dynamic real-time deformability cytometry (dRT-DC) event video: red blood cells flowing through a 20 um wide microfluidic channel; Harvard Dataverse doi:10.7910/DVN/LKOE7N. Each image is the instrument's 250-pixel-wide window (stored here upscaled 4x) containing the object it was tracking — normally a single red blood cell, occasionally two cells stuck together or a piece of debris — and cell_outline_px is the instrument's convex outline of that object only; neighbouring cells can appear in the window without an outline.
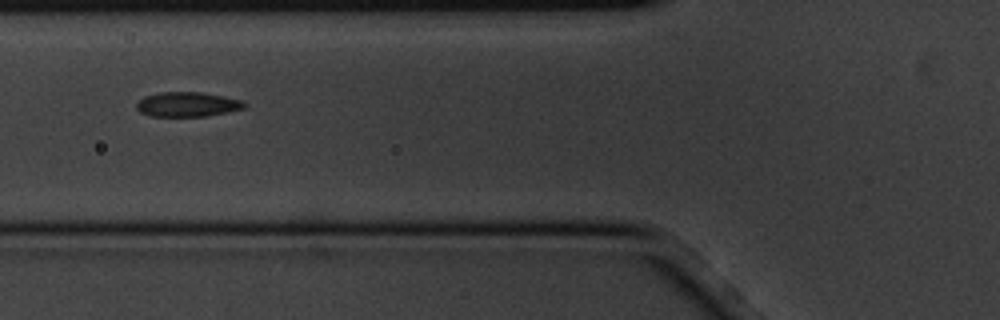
{"species": "common noctule bat (a hibernating species)", "species_latin": "Nyctalus noctula", "temperature_condition": "cold", "stored_images_in_passage": 10, "camera_frame_rate_fps": 3000, "um_per_image_px": 0.085, "animal": {"sex": "male", "body_mass_g": 20.1, "forearm_length_mm": 53.5}, "frame": {"image": 1, "passage_image": 7, "time_ms": 2.0, "image_size_px": [1000, 320], "cell_outline_px": [[244, 108], [228, 112], [204, 116], [152, 116], [140, 112], [136, 108], [136, 104], [144, 96], [160, 92], [200, 92], [224, 96], [240, 100], [244, 104]], "centroid_in_image_um": [15.89, 8.87], "position_along_channel_um": 109.9, "area_um2": 15.32}}
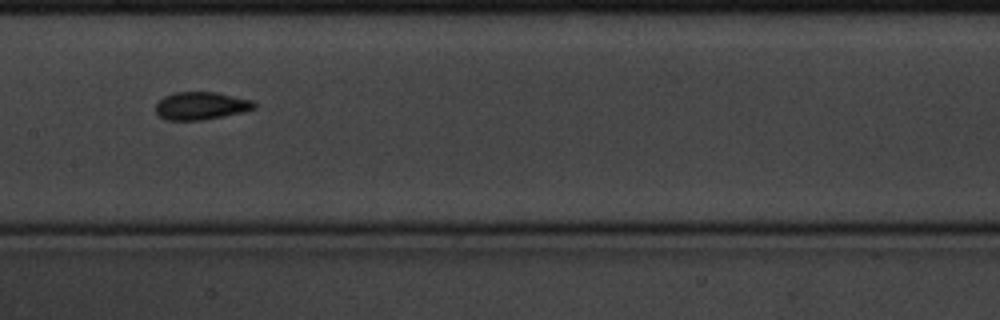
{"frame": {"image": 2, "passage_image": 9, "time_ms": 2.667, "image_size_px": [1000, 320], "cell_outline_px": [[256, 108], [224, 116], [200, 120], [164, 120], [156, 112], [156, 104], [164, 96], [176, 92], [216, 92], [252, 100], [256, 104]], "centroid_in_image_um": [17.07, 8.99], "position_along_channel_um": 190.3, "area_um2": 15.84}}
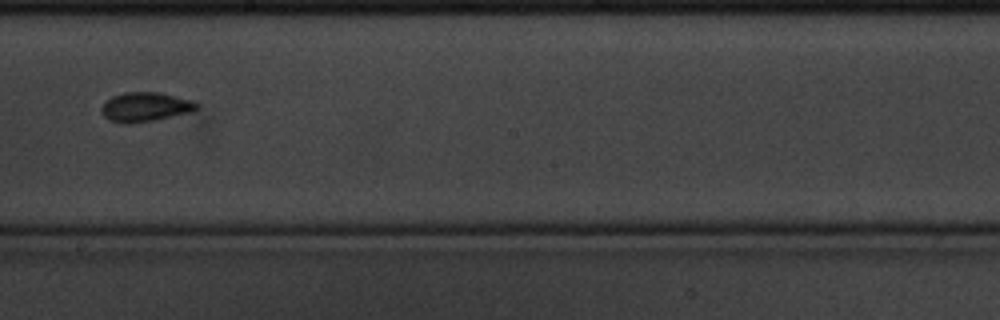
{"frame": {"image": 3, "passage_image": 10, "time_ms": 3.0, "image_size_px": [1000, 320], "cell_outline_px": [[200, 108], [192, 112], [152, 120], [128, 124], [124, 124], [108, 120], [104, 116], [100, 108], [112, 96], [124, 92], [160, 92], [196, 100], [200, 104]], "centroid_in_image_um": [12.41, 9.08], "position_along_channel_um": 235.8, "area_um2": 16.53}}